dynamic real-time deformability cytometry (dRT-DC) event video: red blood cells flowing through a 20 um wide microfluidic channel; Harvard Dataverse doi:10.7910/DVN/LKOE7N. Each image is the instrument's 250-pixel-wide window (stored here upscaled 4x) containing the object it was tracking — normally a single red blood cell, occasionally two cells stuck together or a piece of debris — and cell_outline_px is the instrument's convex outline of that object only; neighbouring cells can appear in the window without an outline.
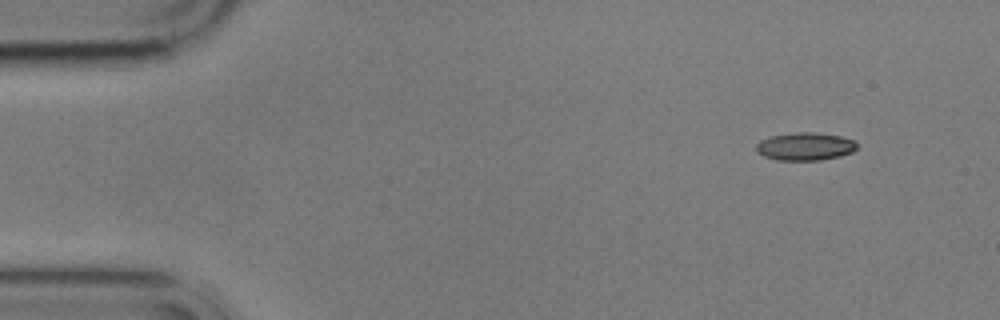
{"species": "common noctule bat (a hibernating species)", "species_latin": "Nyctalus noctula", "temperature_condition": "cold", "stored_images_in_passage": 3, "camera_frame_rate_fps": 3000, "um_per_image_px": 0.085, "animal": {"sex": "male", "body_mass_g": 17.9}, "frame": {"image": 1, "passage_image": 1, "time_ms": 0.0, "image_size_px": [1000, 320], "cell_outline_px": [[856, 148], [852, 152], [840, 156], [820, 160], [776, 160], [764, 156], [756, 152], [756, 144], [760, 140], [768, 136], [796, 132], [812, 132], [840, 136], [856, 140]], "centroid_in_image_um": [68.41, 12.44], "position_along_channel_um": 16.6, "area_um2": 16.47}}